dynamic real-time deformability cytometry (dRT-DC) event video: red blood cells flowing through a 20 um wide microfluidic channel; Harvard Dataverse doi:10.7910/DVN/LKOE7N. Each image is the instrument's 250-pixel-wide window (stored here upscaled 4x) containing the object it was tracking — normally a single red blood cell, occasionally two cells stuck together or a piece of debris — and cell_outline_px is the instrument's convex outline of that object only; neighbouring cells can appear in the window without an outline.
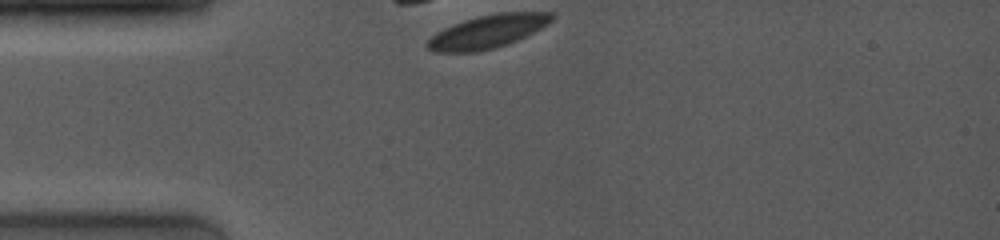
{"species": "common noctule bat (a hibernating species)", "species_latin": "Nyctalus noctula", "temperature_condition": "room temperature", "stored_images_in_passage": 4, "camera_frame_rate_fps": 4000, "um_per_image_px": 0.085, "animal": {"sex": "female", "body_mass_g": 19.0, "forearm_length_mm": 53.3}, "frame": {"image": 1, "passage_image": 1, "time_ms": 0.0, "image_size_px": [1000, 240], "cell_outline_px": [[556, 16], [548, 24], [516, 40], [492, 48], [476, 52], [432, 52], [424, 44], [436, 32], [444, 28], [464, 20], [480, 16], [500, 12], [552, 12]], "centroid_in_image_um": [41.43, 2.68], "position_along_channel_um": 43.6, "area_um2": 23.76}}